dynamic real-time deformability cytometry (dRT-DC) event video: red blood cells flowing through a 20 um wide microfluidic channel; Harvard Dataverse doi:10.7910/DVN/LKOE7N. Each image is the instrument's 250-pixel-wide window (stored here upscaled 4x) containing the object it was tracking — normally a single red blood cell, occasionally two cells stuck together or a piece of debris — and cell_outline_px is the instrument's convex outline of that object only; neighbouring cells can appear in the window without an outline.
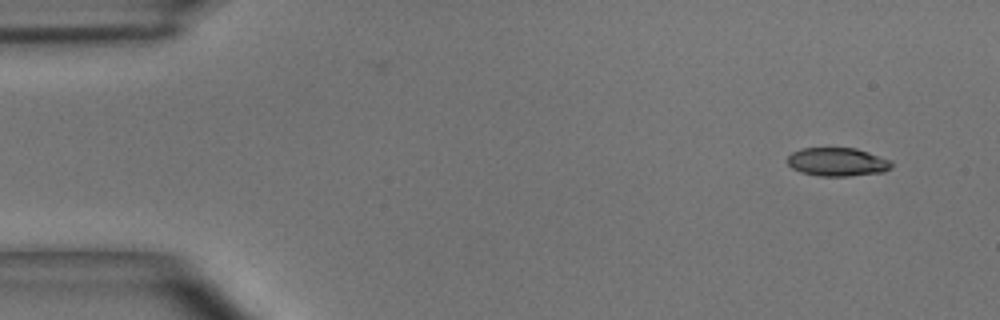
{"species": "common noctule bat (a hibernating species)", "species_latin": "Nyctalus noctula", "temperature_condition": "room temperature", "stored_images_in_passage": 5, "camera_frame_rate_fps": 3000, "um_per_image_px": 0.085, "animal": {"sex": "male", "body_mass_g": 15.6}, "frame": {"image": 1, "passage_image": 1, "time_ms": 0.0, "image_size_px": [1000, 320], "cell_outline_px": [[892, 168], [884, 172], [848, 176], [820, 176], [800, 172], [792, 168], [788, 164], [788, 156], [792, 152], [804, 148], [856, 148], [892, 160]], "centroid_in_image_um": [71.2, 13.77], "position_along_channel_um": 13.8, "area_um2": 17.34}}
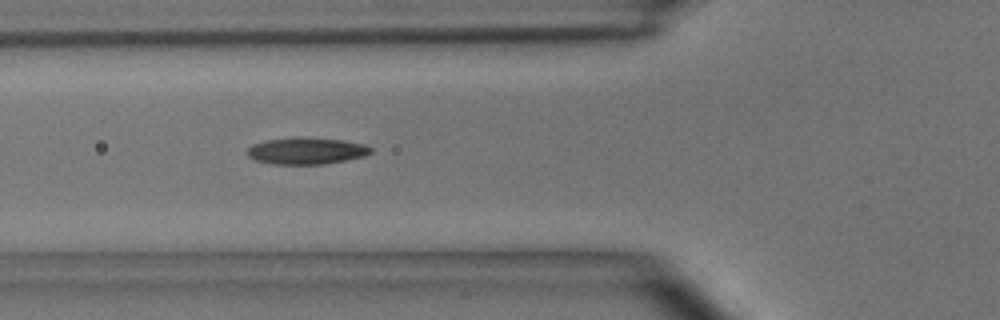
{"frame": {"image": 2, "passage_image": 5, "time_ms": 1.333, "image_size_px": [1000, 320], "cell_outline_px": [[372, 152], [364, 156], [324, 164], [272, 164], [252, 160], [248, 156], [248, 148], [252, 144], [268, 140], [340, 140], [364, 144], [372, 148]], "centroid_in_image_um": [26.03, 12.88], "position_along_channel_um": 99.8, "area_um2": 18.21}}